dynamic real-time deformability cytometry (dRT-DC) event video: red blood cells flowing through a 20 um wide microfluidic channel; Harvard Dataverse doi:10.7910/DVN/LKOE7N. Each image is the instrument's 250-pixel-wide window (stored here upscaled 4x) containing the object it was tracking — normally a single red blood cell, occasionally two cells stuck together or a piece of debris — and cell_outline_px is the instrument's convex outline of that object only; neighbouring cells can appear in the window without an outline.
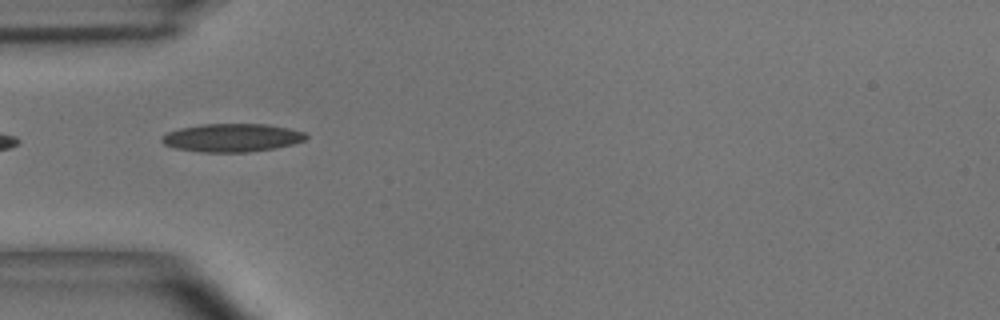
{"species": "common noctule bat (a hibernating species)", "species_latin": "Nyctalus noctula", "temperature_condition": "room temperature", "stored_images_in_passage": 8, "camera_frame_rate_fps": 3000, "um_per_image_px": 0.085, "animal": {"sex": "male", "body_mass_g": 15.6}, "frame": {"image": 1, "passage_image": 1, "time_ms": 0.0, "image_size_px": [1000, 320], "cell_outline_px": [[308, 136], [304, 140], [292, 144], [276, 148], [248, 152], [200, 152], [176, 148], [164, 144], [160, 140], [160, 136], [168, 132], [180, 128], [200, 124], [268, 124], [288, 128], [304, 132]], "centroid_in_image_um": [19.7, 11.7], "position_along_channel_um": 65.3, "area_um2": 23.76}}
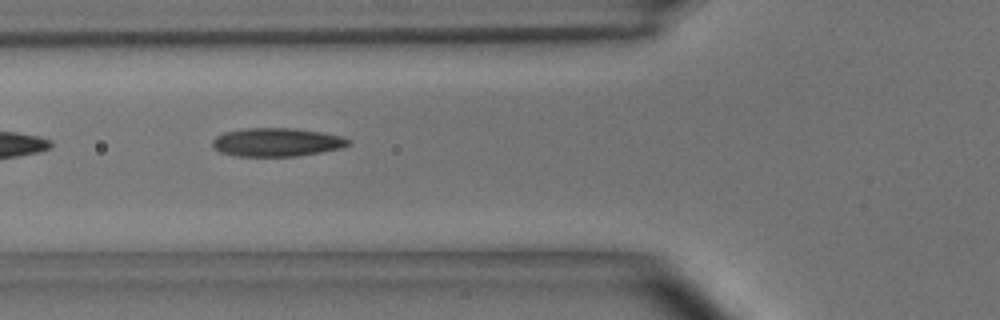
{"frame": {"image": 2, "passage_image": 4, "time_ms": 1.0, "image_size_px": [1000, 320], "cell_outline_px": [[352, 144], [340, 148], [320, 152], [296, 156], [236, 156], [220, 152], [212, 148], [212, 140], [216, 136], [224, 132], [240, 128], [296, 128], [320, 132], [340, 136], [352, 140]], "centroid_in_image_um": [23.49, 12.08], "position_along_channel_um": 102.3, "area_um2": 22.72}}